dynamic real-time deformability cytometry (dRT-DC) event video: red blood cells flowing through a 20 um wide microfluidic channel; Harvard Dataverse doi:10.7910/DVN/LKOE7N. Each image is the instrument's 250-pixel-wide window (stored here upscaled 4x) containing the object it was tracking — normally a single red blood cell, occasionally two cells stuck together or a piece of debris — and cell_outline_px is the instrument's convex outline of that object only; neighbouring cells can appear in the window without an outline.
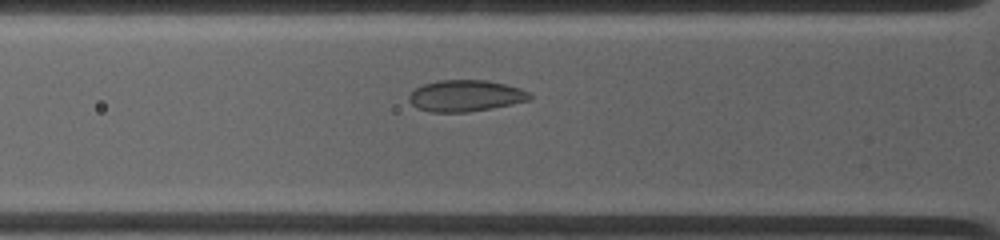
{"species": "common noctule bat (a hibernating species)", "species_latin": "Nyctalus noctula", "temperature_condition": "warm", "stored_images_in_passage": 19, "camera_frame_rate_fps": 4500, "um_per_image_px": 0.085, "animal": {"sex": "female", "body_mass_g": 19.0, "forearm_length_mm": 53.3}, "frame": {"image": 1, "passage_image": 2, "time_ms": 0.222, "image_size_px": [1000, 240], "cell_outline_px": [[532, 100], [512, 104], [468, 112], [432, 112], [416, 108], [408, 100], [408, 96], [416, 88], [424, 84], [436, 80], [488, 80], [520, 88], [528, 92], [532, 96]], "centroid_in_image_um": [39.57, 8.14], "position_along_channel_um": 86.2, "area_um2": 22.14}}
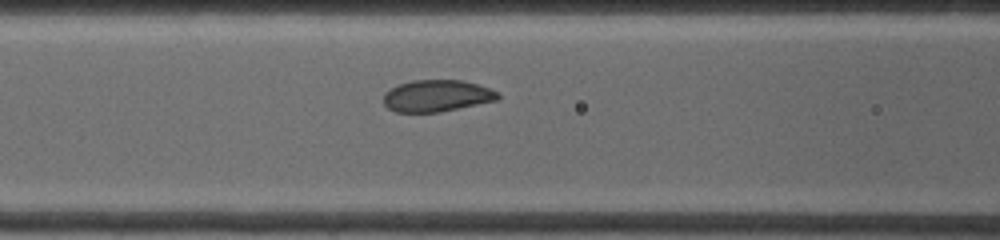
{"frame": {"image": 2, "passage_image": 9, "time_ms": 1.333, "image_size_px": [1000, 240], "cell_outline_px": [[500, 96], [496, 100], [440, 112], [396, 112], [388, 108], [384, 104], [384, 92], [388, 88], [412, 80], [464, 80], [500, 92]], "centroid_in_image_um": [37.1, 8.14], "position_along_channel_um": 129.5, "area_um2": 21.15}}
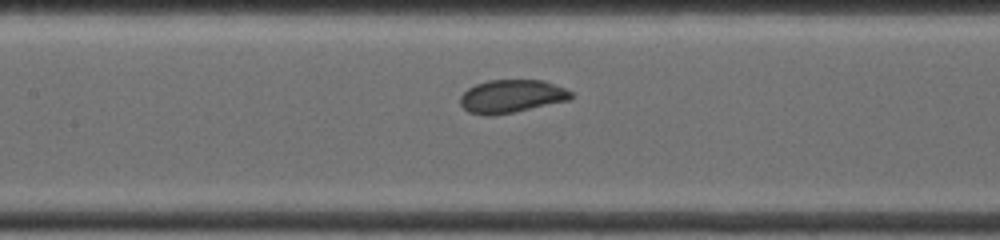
{"frame": {"image": 3, "passage_image": 14, "time_ms": 2.222, "image_size_px": [1000, 240], "cell_outline_px": [[572, 96], [568, 100], [512, 112], [492, 116], [468, 112], [460, 104], [460, 96], [468, 88], [476, 84], [488, 80], [544, 80], [564, 88], [572, 92]], "centroid_in_image_um": [43.45, 8.17], "position_along_channel_um": 164.0, "area_um2": 21.1}}